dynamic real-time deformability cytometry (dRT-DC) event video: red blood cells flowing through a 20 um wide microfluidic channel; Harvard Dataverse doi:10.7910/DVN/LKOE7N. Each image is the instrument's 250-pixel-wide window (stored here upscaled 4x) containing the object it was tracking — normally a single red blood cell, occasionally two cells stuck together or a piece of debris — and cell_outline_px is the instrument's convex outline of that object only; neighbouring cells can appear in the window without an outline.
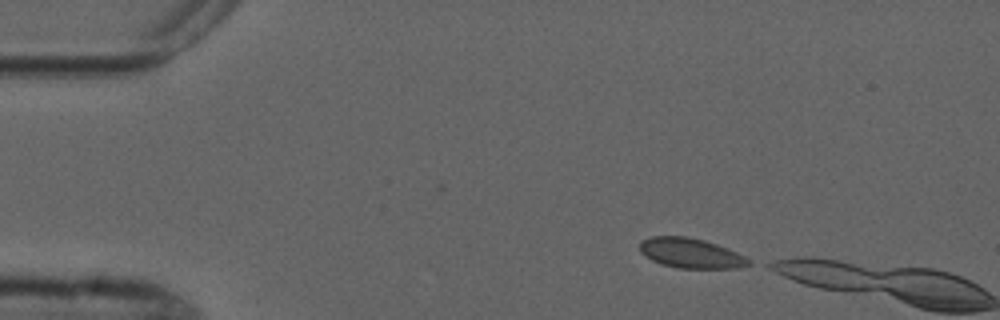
{"species": "common noctule bat (a hibernating species)", "species_latin": "Nyctalus noctula", "temperature_condition": "cold", "stored_images_in_passage": 2, "camera_frame_rate_fps": 3000, "um_per_image_px": 0.085, "animal": {"sex": "male", "forearm_length_mm": 52.5}, "frame": {"image": 1, "passage_image": 1, "time_ms": 0.0, "image_size_px": [1000, 320], "cell_outline_px": [[752, 264], [740, 268], [676, 268], [660, 264], [644, 256], [640, 252], [640, 240], [652, 236], [684, 236], [704, 240], [716, 244], [736, 252], [752, 260]], "centroid_in_image_um": [58.7, 21.53], "position_along_channel_um": 26.3, "area_um2": 19.13}}